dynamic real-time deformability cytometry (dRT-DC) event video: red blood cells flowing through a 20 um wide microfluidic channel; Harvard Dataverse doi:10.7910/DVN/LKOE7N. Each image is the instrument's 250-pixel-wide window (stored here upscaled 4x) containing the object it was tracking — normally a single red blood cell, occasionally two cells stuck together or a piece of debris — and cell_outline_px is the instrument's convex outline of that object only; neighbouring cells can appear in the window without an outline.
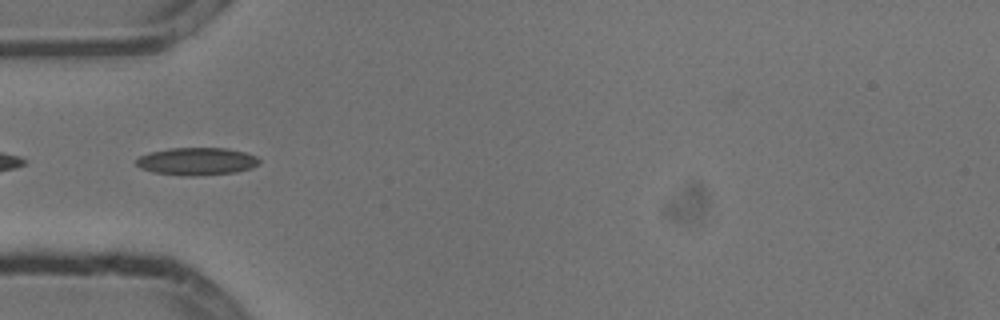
{"species": "common noctule bat (a hibernating species)", "species_latin": "Nyctalus noctula", "temperature_condition": "cold", "stored_images_in_passage": 5, "camera_frame_rate_fps": 3000, "um_per_image_px": 0.085, "animal": {"sex": "male", "body_mass_g": 13.3}, "frame": {"image": 1, "passage_image": 4, "time_ms": 1.0, "image_size_px": [1000, 320], "cell_outline_px": [[260, 164], [252, 168], [236, 172], [196, 176], [188, 176], [152, 172], [140, 168], [136, 164], [136, 160], [140, 156], [148, 152], [168, 148], [224, 148], [244, 152], [256, 156], [260, 160]], "centroid_in_image_um": [16.72, 13.71], "position_along_channel_um": 68.3, "area_um2": 19.88}}
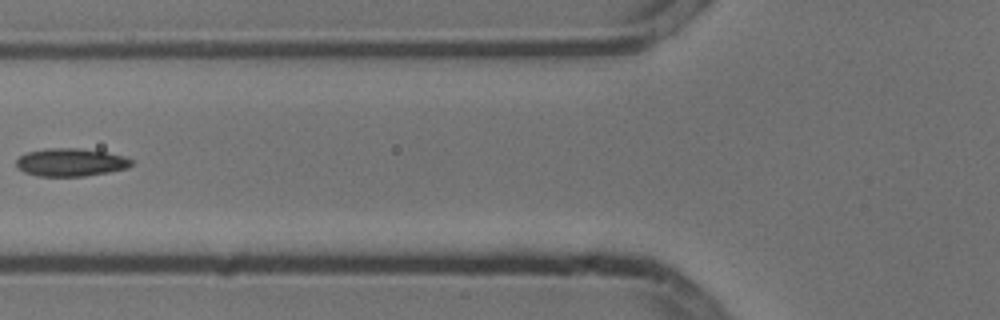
{"frame": {"image": 2, "passage_image": 5, "time_ms": 1.333, "image_size_px": [1000, 320], "cell_outline_px": [[132, 164], [128, 168], [108, 172], [84, 176], [36, 176], [24, 172], [16, 168], [16, 160], [20, 156], [28, 152], [48, 148], [80, 148], [104, 152], [124, 156], [132, 160]], "centroid_in_image_um": [5.99, 13.8], "position_along_channel_um": 119.8, "area_um2": 18.73}}